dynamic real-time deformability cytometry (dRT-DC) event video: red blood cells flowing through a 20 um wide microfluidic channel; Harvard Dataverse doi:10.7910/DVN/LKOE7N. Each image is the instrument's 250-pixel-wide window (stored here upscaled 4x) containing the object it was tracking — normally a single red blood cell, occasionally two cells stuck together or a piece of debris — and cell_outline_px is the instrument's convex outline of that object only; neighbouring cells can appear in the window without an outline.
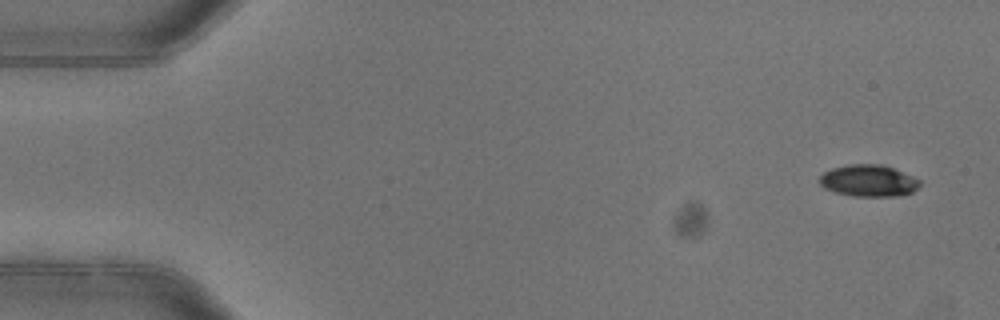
{"species": "common noctule bat (a hibernating species)", "species_latin": "Nyctalus noctula", "temperature_condition": "warm", "stored_images_in_passage": 6, "camera_frame_rate_fps": 3000, "um_per_image_px": 0.085, "animal": {"sex": "female"}, "frame": {"image": 1, "passage_image": 1, "time_ms": 0.0, "image_size_px": [1000, 320], "cell_outline_px": [[920, 184], [912, 192], [900, 196], [852, 196], [836, 192], [824, 188], [820, 184], [820, 176], [824, 172], [832, 168], [852, 164], [880, 164], [892, 168], [912, 176], [920, 180]], "centroid_in_image_um": [73.82, 15.36], "position_along_channel_um": 11.2, "area_um2": 18.38}}
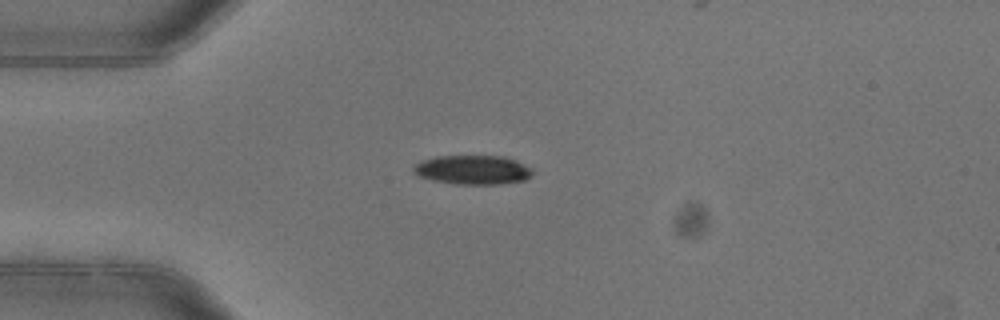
{"frame": {"image": 2, "passage_image": 4, "time_ms": 1.0, "image_size_px": [1000, 320], "cell_outline_px": [[532, 176], [524, 180], [500, 184], [456, 184], [432, 180], [416, 176], [412, 172], [412, 168], [420, 160], [436, 156], [500, 156], [512, 160], [532, 168]], "centroid_in_image_um": [40.11, 14.44], "position_along_channel_um": 44.9, "area_um2": 20.23}}